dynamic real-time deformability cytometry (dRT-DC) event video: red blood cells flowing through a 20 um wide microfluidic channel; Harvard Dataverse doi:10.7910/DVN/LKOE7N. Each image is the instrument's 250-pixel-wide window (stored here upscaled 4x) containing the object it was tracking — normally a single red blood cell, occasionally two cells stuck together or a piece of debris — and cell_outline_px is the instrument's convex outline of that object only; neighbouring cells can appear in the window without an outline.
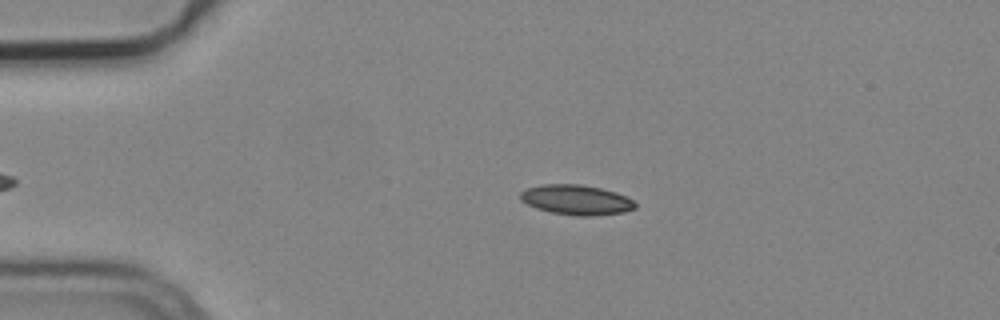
{"species": "common noctule bat (a hibernating species)", "species_latin": "Nyctalus noctula", "temperature_condition": "cold", "stored_images_in_passage": 2, "camera_frame_rate_fps": 3000, "um_per_image_px": 0.085, "animal": {"sex": "male", "body_mass_g": 19.2, "forearm_length_mm": 51.8}, "frame": {"image": 1, "passage_image": 1, "time_ms": 0.0, "image_size_px": [1000, 320], "cell_outline_px": [[636, 208], [624, 212], [588, 216], [576, 216], [552, 212], [536, 208], [520, 200], [520, 192], [528, 188], [540, 184], [580, 184], [600, 188], [616, 192], [628, 196], [636, 204]], "centroid_in_image_um": [49.0, 16.98], "position_along_channel_um": 36.0, "area_um2": 20.06}}